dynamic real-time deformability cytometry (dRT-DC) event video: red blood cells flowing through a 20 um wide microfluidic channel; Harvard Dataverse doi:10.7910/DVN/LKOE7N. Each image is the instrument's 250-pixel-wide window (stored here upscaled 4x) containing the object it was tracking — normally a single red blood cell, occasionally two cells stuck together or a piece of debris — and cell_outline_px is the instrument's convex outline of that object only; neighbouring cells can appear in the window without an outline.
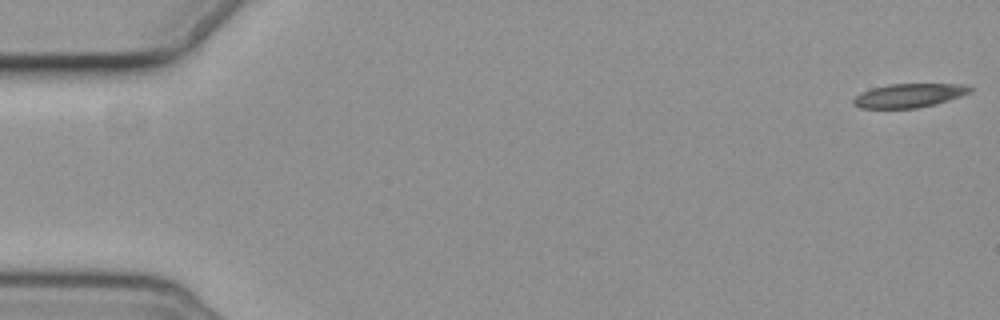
{"species": "common noctule bat (a hibernating species)", "species_latin": "Nyctalus noctula", "temperature_condition": "cold", "stored_images_in_passage": 11, "camera_frame_rate_fps": 3000, "um_per_image_px": 0.085, "animal": {"sex": "female", "body_mass_g": 19.3, "forearm_length_mm": 54.1}, "frame": {"image": 1, "passage_image": 1, "time_ms": 0.0, "image_size_px": [1000, 320], "cell_outline_px": [[972, 92], [936, 104], [916, 108], [860, 108], [852, 104], [852, 100], [860, 92], [872, 88], [888, 84], [964, 84], [972, 88]], "centroid_in_image_um": [77.25, 8.11], "position_along_channel_um": 7.8, "area_um2": 16.24}}
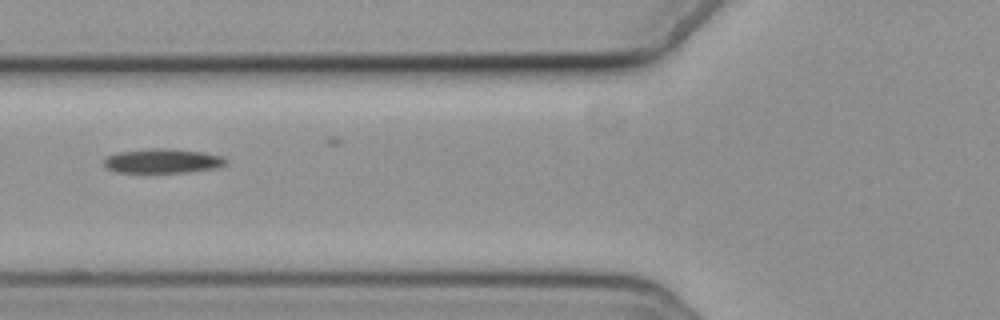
{"frame": {"image": 2, "passage_image": 6, "time_ms": 7.0, "image_size_px": [1000, 320], "cell_outline_px": [[228, 164], [216, 168], [188, 172], [116, 172], [108, 168], [100, 160], [108, 156], [120, 152], [152, 148], [168, 148], [204, 152], [224, 156], [228, 160]], "centroid_in_image_um": [13.87, 13.67], "position_along_channel_um": 111.9, "area_um2": 17.46}}
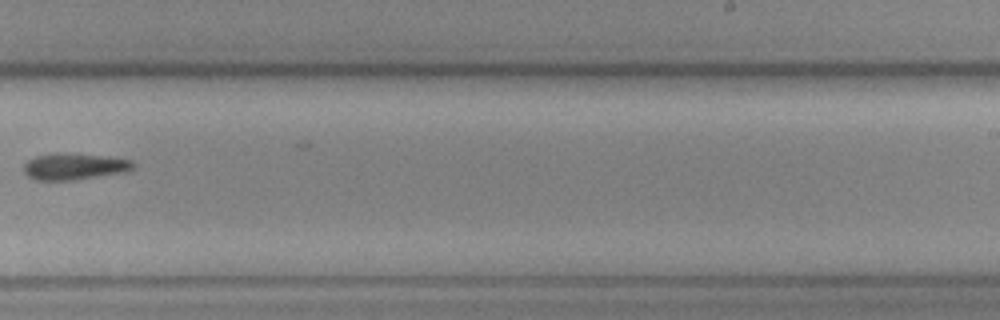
{"frame": {"image": 3, "passage_image": 10, "time_ms": 11.667, "image_size_px": [1000, 320], "cell_outline_px": [[136, 164], [128, 172], [72, 180], [36, 180], [28, 176], [24, 172], [24, 164], [28, 160], [36, 156], [108, 156], [132, 160]], "centroid_in_image_um": [6.38, 14.21], "position_along_channel_um": 282.6, "area_um2": 16.01}}